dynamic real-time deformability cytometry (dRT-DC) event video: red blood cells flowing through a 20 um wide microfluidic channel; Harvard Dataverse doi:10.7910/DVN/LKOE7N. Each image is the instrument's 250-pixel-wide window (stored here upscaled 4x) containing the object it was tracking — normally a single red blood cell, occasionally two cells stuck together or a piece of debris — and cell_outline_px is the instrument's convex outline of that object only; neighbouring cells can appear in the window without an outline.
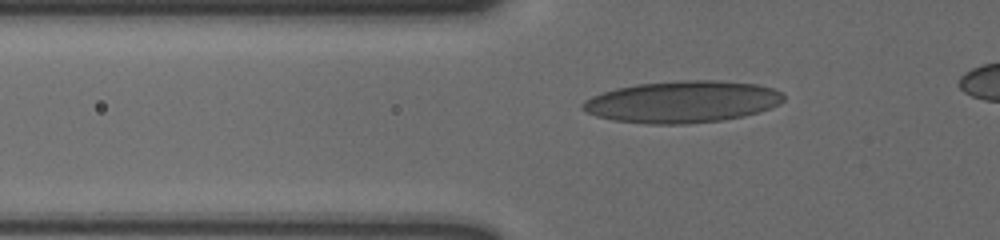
{"species": "human", "species_latin": "Homo sapiens", "temperature_condition": "cold", "stored_images_in_passage": 38, "camera_frame_rate_fps": 3000, "um_per_image_px": 0.085, "donor": {"sex": "male"}, "frame": {"image": 1, "passage_image": 4, "time_ms": 1.0, "image_size_px": [1000, 240], "cell_outline_px": [[784, 100], [780, 104], [744, 116], [724, 120], [688, 124], [648, 124], [612, 120], [596, 116], [580, 108], [580, 104], [584, 100], [592, 96], [616, 88], [636, 84], [680, 80], [720, 80], [756, 84], [772, 88], [780, 92], [784, 96]], "centroid_in_image_um": [57.97, 8.65], "position_along_channel_um": 67.8, "area_um2": 49.13}}
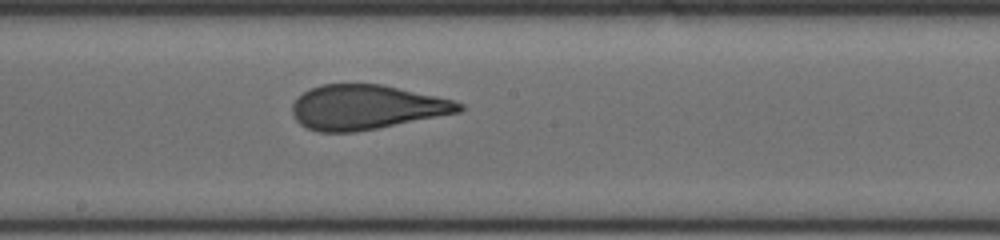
{"frame": {"image": 2, "passage_image": 17, "time_ms": 5.333, "image_size_px": [1000, 240], "cell_outline_px": [[464, 108], [460, 112], [356, 132], [320, 132], [308, 128], [300, 124], [296, 120], [292, 112], [292, 104], [304, 92], [320, 84], [380, 84], [436, 96], [452, 100], [464, 104]], "centroid_in_image_um": [31.12, 9.11], "position_along_channel_um": 217.1, "area_um2": 42.95}}
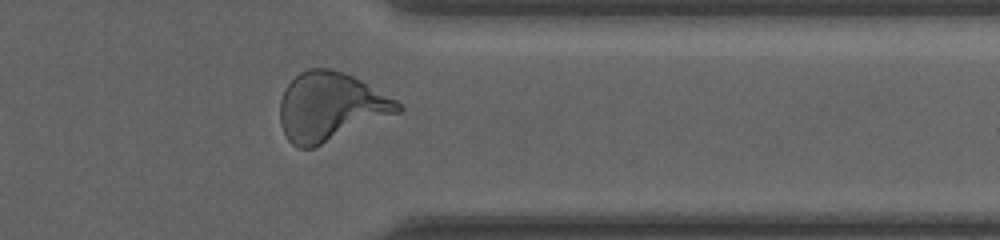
{"frame": {"image": 3, "passage_image": 31, "time_ms": 10.0, "image_size_px": [1000, 240], "cell_outline_px": [[404, 108], [400, 112], [312, 148], [300, 148], [292, 144], [288, 140], [280, 124], [280, 100], [284, 88], [300, 72], [308, 68], [332, 68], [344, 72], [360, 80], [396, 100]], "centroid_in_image_um": [28.06, 9.06], "position_along_channel_um": 383.3, "area_um2": 46.76}}